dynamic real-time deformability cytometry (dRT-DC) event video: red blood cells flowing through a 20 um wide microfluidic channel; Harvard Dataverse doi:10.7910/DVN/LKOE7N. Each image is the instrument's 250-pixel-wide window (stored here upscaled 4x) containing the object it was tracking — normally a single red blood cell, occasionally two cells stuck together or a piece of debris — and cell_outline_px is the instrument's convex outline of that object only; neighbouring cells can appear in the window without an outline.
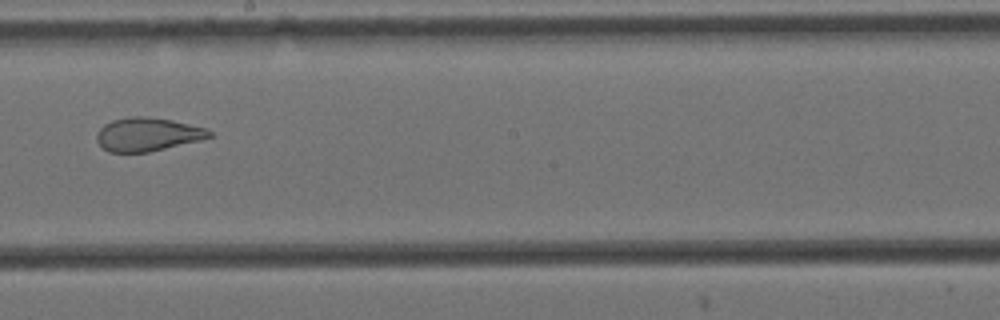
{"species": "Egyptian fruit bat (a non-hibernating species)", "species_latin": "Rousettus aegyptiacus", "temperature_condition": "cold", "stored_images_in_passage": 15, "camera_frame_rate_fps": 3000, "um_per_image_px": 0.085, "animal": {"sex": "female"}, "frame": {"image": 1, "passage_image": 9, "time_ms": 2.667, "image_size_px": [1000, 320], "cell_outline_px": [[212, 136], [200, 140], [148, 152], [108, 152], [96, 140], [96, 132], [104, 124], [112, 120], [128, 116], [144, 116], [172, 120], [204, 128], [212, 132]], "centroid_in_image_um": [12.5, 11.41], "position_along_channel_um": 235.7, "area_um2": 21.85}}